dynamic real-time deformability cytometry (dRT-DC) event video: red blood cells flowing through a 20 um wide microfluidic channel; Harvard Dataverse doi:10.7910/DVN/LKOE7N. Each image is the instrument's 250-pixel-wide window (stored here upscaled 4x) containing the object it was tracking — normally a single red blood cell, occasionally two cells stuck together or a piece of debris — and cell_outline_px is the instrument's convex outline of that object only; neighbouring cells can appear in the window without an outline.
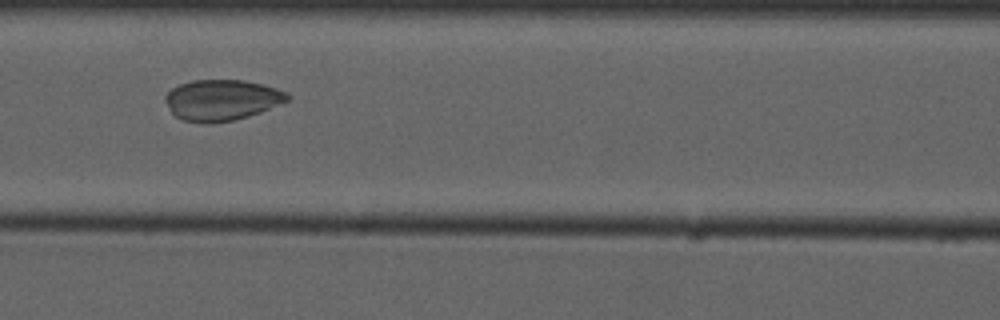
{"species": "common noctule bat (a hibernating species)", "species_latin": "Nyctalus noctula", "temperature_condition": "cold", "stored_images_in_passage": 9, "camera_frame_rate_fps": 3000, "um_per_image_px": 0.085, "animal": {"sex": "male", "forearm_length_mm": 52.5}, "frame": {"image": 1, "passage_image": 7, "time_ms": 7.667, "image_size_px": [1000, 320], "cell_outline_px": [[292, 96], [288, 100], [260, 112], [248, 116], [232, 120], [212, 124], [200, 124], [184, 120], [176, 116], [172, 112], [164, 100], [164, 96], [172, 88], [180, 84], [192, 80], [244, 80], [264, 84], [288, 92]], "centroid_in_image_um": [18.85, 8.5], "position_along_channel_um": 147.7, "area_um2": 29.25}}
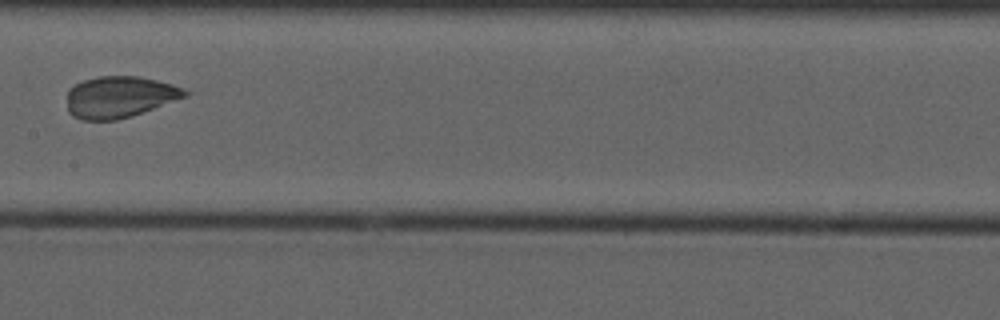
{"frame": {"image": 2, "passage_image": 8, "time_ms": 9.0, "image_size_px": [1000, 320], "cell_outline_px": [[192, 92], [188, 96], [116, 120], [80, 120], [72, 116], [68, 112], [68, 88], [84, 80], [100, 76], [140, 76], [172, 84]], "centroid_in_image_um": [10.15, 8.23], "position_along_channel_um": 197.3, "area_um2": 28.32}}
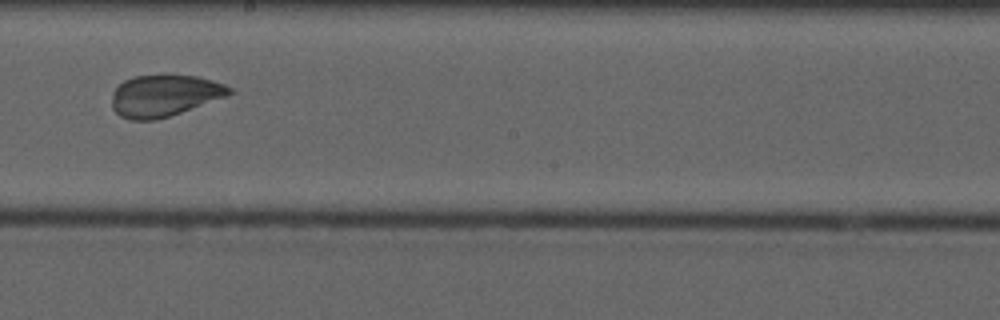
{"frame": {"image": 3, "passage_image": 9, "time_ms": 10.0, "image_size_px": [1000, 320], "cell_outline_px": [[236, 92], [228, 96], [156, 120], [132, 120], [120, 116], [112, 108], [112, 96], [116, 88], [124, 80], [136, 76], [164, 72], [196, 76], [212, 80], [224, 84], [232, 88]], "centroid_in_image_um": [14.0, 8.08], "position_along_channel_um": 234.2, "area_um2": 29.07}}